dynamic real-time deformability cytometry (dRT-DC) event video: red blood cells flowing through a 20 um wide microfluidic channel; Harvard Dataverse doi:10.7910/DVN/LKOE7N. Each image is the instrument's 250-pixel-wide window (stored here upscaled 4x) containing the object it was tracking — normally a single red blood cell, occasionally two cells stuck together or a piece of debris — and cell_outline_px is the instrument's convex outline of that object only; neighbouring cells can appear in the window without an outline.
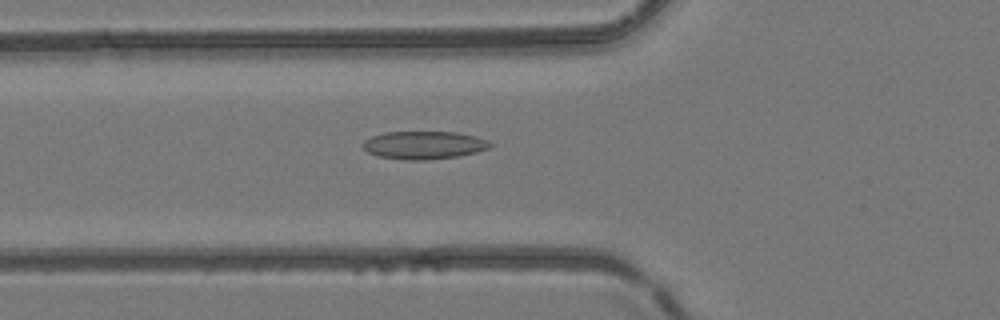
{"species": "common noctule bat (a hibernating species)", "species_latin": "Nyctalus noctula", "temperature_condition": "room temperature", "stored_images_in_passage": 51, "camera_frame_rate_fps": 3000, "um_per_image_px": 0.085, "animal": {"sex": "female", "body_mass_g": 24.6, "forearm_length_mm": 56.2}, "frame": {"image": 1, "passage_image": 19, "time_ms": 6.0, "image_size_px": [1000, 320], "cell_outline_px": [[492, 144], [488, 148], [476, 152], [456, 156], [424, 160], [404, 160], [376, 156], [368, 152], [360, 144], [364, 140], [372, 136], [384, 132], [456, 132], [476, 136], [488, 140]], "centroid_in_image_um": [35.99, 12.33], "position_along_channel_um": 89.8, "area_um2": 20.75}}
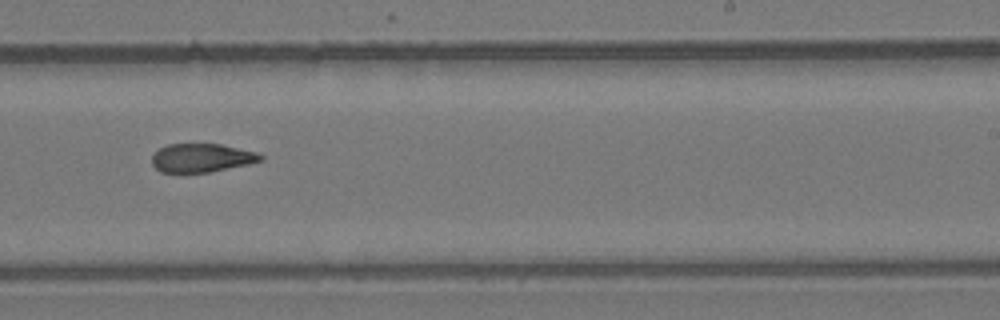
{"frame": {"image": 2, "passage_image": 32, "time_ms": 10.333, "image_size_px": [1000, 320], "cell_outline_px": [[264, 160], [248, 164], [208, 172], [160, 172], [152, 164], [152, 156], [160, 148], [168, 144], [220, 144], [256, 152], [264, 156]], "centroid_in_image_um": [17.15, 13.42], "position_along_channel_um": 271.9, "area_um2": 17.92}}
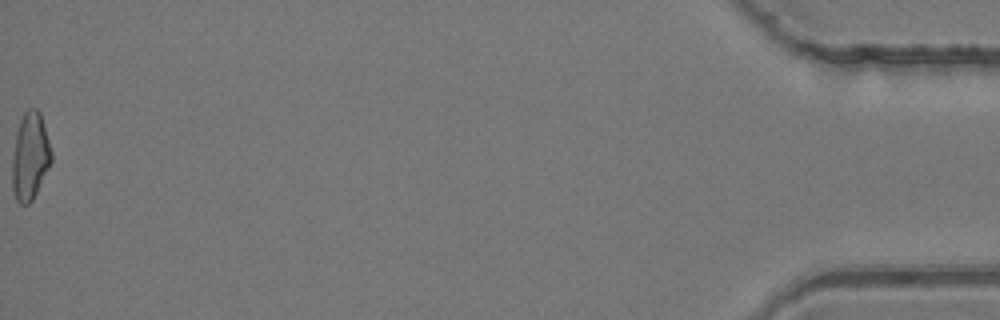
{"frame": {"image": 3, "passage_image": 51, "time_ms": 16.667, "image_size_px": [1000, 320], "cell_outline_px": [[52, 160], [32, 200], [28, 204], [20, 204], [16, 200], [12, 188], [12, 156], [16, 132], [20, 120], [24, 112], [28, 108], [36, 108], [40, 112], [52, 152]], "centroid_in_image_um": [2.54, 13.27], "position_along_channel_um": 432.7, "area_um2": 19.88}, "authors_computed_cell_mechanics": {"area_um2": 19.5364, "velocity_mm_per_s": 4.183, "shape_relaxation_time_tau1_ms": null, "shape_relaxation_time_tau2_ms": 3.3515, "deformation_change_tau1": null, "deformation_change_tau2": 0.1083}}